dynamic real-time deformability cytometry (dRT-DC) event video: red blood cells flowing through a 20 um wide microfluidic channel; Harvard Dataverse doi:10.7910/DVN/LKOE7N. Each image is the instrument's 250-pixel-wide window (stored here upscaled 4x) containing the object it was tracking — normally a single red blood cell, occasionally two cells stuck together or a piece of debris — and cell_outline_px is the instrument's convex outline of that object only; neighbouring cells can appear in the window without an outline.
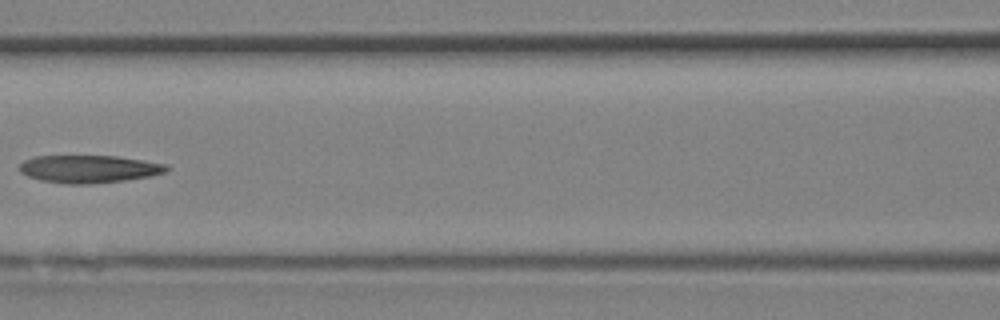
{"species": "Egyptian fruit bat (a non-hibernating species)", "species_latin": "Rousettus aegyptiacus", "temperature_condition": "room temperature", "stored_images_in_passage": 28, "camera_frame_rate_fps": 3000, "um_per_image_px": 0.085, "animal": {"sex": "female"}, "frame": {"image": 1, "passage_image": 13, "time_ms": 4.0, "image_size_px": [1000, 320], "cell_outline_px": [[168, 168], [164, 172], [148, 176], [124, 180], [88, 184], [64, 184], [40, 180], [28, 176], [20, 172], [20, 164], [24, 160], [36, 156], [116, 156], [168, 164]], "centroid_in_image_um": [7.52, 14.36], "position_along_channel_um": 159.1, "area_um2": 23.52}}
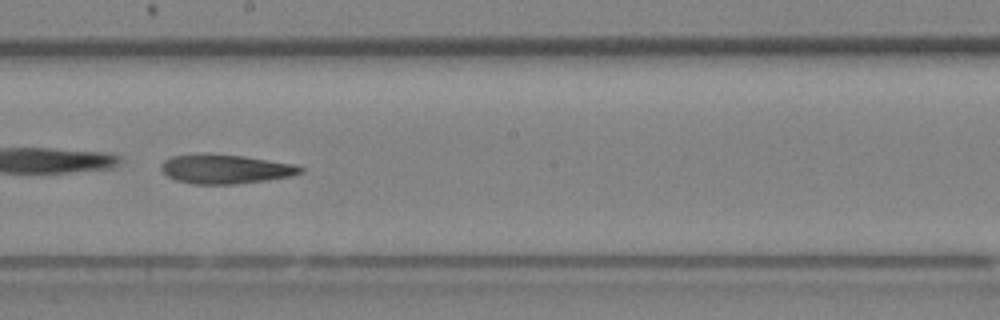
{"frame": {"image": 2, "passage_image": 16, "time_ms": 5.0, "image_size_px": [1000, 320], "cell_outline_px": [[304, 172], [292, 176], [236, 184], [192, 184], [176, 180], [168, 176], [160, 168], [160, 164], [164, 160], [172, 156], [244, 156], [296, 164], [304, 168]], "centroid_in_image_um": [19.22, 14.4], "position_along_channel_um": 229.0, "area_um2": 23.0}}
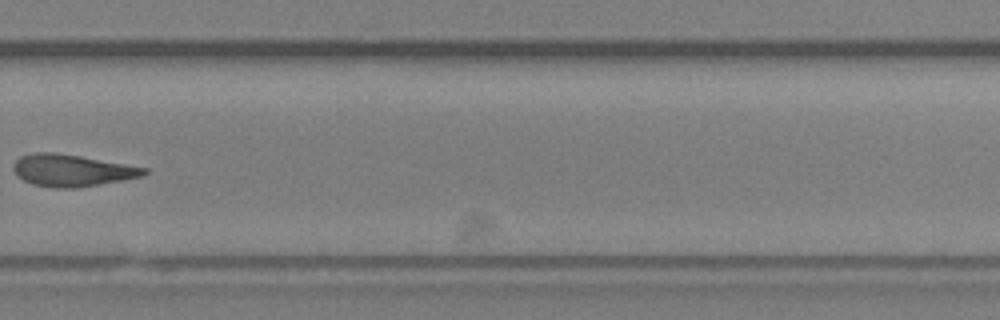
{"frame": {"image": 3, "passage_image": 20, "time_ms": 6.333, "image_size_px": [1000, 320], "cell_outline_px": [[148, 172], [144, 176], [124, 180], [76, 188], [52, 188], [32, 184], [16, 176], [12, 168], [12, 164], [20, 156], [32, 152], [52, 152], [80, 156], [148, 168]], "centroid_in_image_um": [6.09, 14.49], "position_along_channel_um": 323.7, "area_um2": 24.51}}